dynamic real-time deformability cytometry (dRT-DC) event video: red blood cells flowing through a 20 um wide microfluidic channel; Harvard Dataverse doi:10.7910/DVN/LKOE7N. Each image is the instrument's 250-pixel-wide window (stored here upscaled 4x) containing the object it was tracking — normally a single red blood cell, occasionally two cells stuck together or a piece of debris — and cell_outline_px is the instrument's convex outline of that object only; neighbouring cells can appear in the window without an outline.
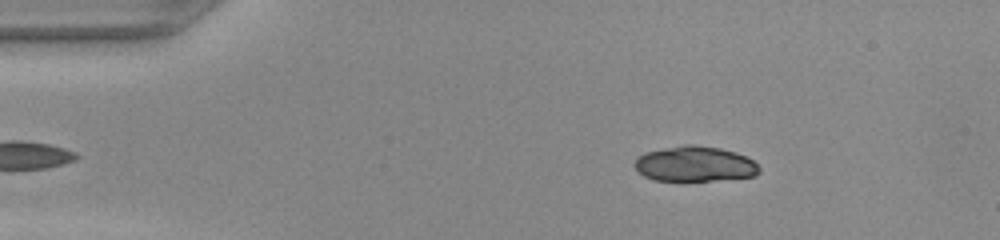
{"species": "common noctule bat (a hibernating species)", "species_latin": "Nyctalus noctula", "temperature_condition": "warm", "stored_images_in_passage": 43, "camera_frame_rate_fps": 3000, "um_per_image_px": 0.085, "animal": {"sex": "female", "body_mass_g": 22.0, "forearm_length_mm": 56.7}, "frame": {"image": 1, "passage_image": 2, "time_ms": 0.333, "image_size_px": [1000, 240], "cell_outline_px": [[760, 172], [756, 176], [712, 180], [652, 180], [644, 176], [636, 168], [636, 156], [644, 152], [684, 144], [692, 144], [720, 148], [736, 152], [752, 160], [760, 168]], "centroid_in_image_um": [59.05, 13.92], "position_along_channel_um": 25.9, "area_um2": 25.49}}